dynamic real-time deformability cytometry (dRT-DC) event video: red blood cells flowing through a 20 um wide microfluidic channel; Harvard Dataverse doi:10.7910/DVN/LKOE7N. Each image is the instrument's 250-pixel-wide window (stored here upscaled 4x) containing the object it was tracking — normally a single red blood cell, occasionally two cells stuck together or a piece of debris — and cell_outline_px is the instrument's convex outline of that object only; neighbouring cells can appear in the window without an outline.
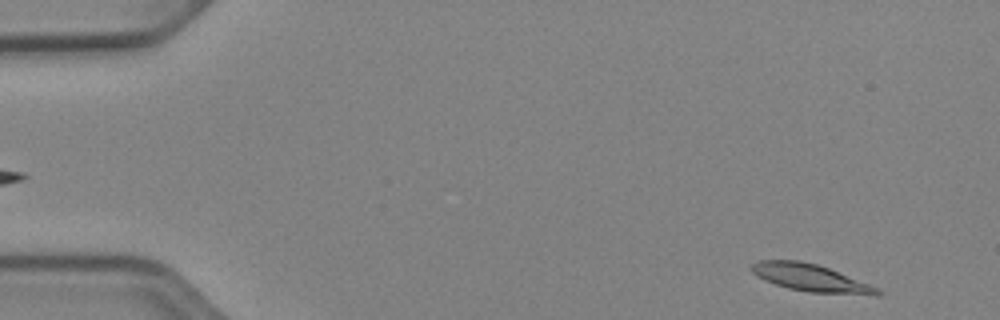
{"species": "Egyptian fruit bat (a non-hibernating species)", "species_latin": "Rousettus aegyptiacus", "temperature_condition": "cold", "stored_images_in_passage": 50, "camera_frame_rate_fps": 3000, "um_per_image_px": 0.085, "animal": {"sex": "female"}, "frame": {"image": 1, "passage_image": 2, "time_ms": 0.333, "image_size_px": [1000, 320], "cell_outline_px": [[884, 292], [880, 296], [876, 296], [812, 292], [788, 288], [764, 280], [756, 276], [748, 268], [756, 260], [800, 260], [816, 264], [828, 268], [868, 284]], "centroid_in_image_um": [68.87, 23.62], "position_along_channel_um": 16.1, "area_um2": 20.0}}
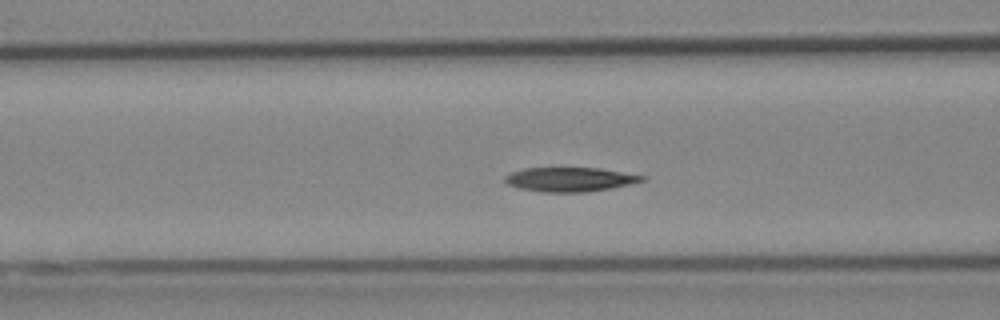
{"frame": {"image": 2, "passage_image": 19, "time_ms": 6.0, "image_size_px": [1000, 320], "cell_outline_px": [[648, 180], [608, 188], [584, 192], [540, 192], [520, 188], [508, 184], [504, 180], [504, 176], [512, 172], [524, 168], [596, 168], [648, 176]], "centroid_in_image_um": [48.44, 15.25], "position_along_channel_um": 118.2, "area_um2": 19.19}}
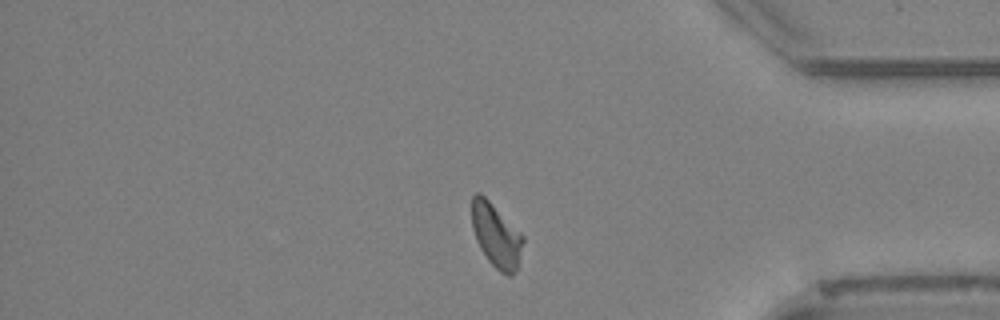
{"frame": {"image": 3, "passage_image": 42, "time_ms": 13.667, "image_size_px": [1000, 320], "cell_outline_px": [[524, 240], [516, 272], [512, 276], [508, 276], [500, 272], [488, 260], [480, 248], [476, 240], [472, 228], [472, 196], [476, 192], [480, 192], [524, 236]], "centroid_in_image_um": [42.17, 20.03], "position_along_channel_um": 393.0, "area_um2": 18.9}, "authors_computed_cell_mechanics": {"area_um2": 19.5364, "velocity_mm_per_s": 3.8752, "shape_relaxation_time_tau1_ms": 6.5173, "shape_relaxation_time_tau2_ms": null, "deformation_change_tau1": 0.1698, "deformation_change_tau2": null}}